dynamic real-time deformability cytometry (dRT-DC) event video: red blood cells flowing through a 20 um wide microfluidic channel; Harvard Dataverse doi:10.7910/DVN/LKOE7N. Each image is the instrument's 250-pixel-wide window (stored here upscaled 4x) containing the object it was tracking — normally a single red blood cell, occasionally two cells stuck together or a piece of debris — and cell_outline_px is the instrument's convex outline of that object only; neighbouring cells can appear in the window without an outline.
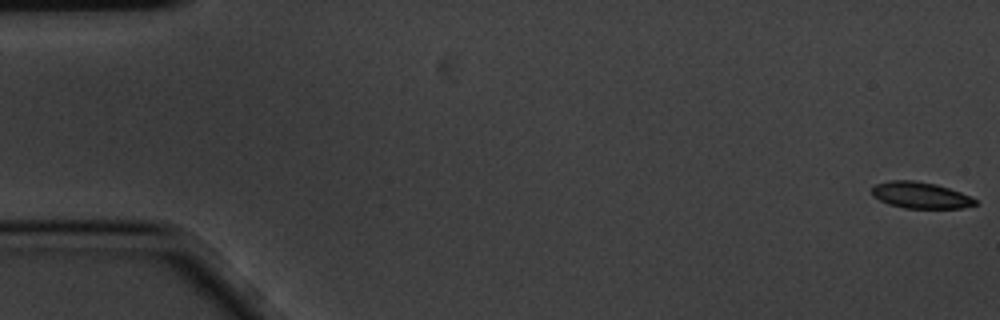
{"species": "common noctule bat (a hibernating species)", "species_latin": "Nyctalus noctula", "temperature_condition": "cold", "stored_images_in_passage": 5, "camera_frame_rate_fps": 3000, "um_per_image_px": 0.085, "animal": {"sex": "male", "body_mass_g": 20.1, "forearm_length_mm": 53.5}, "frame": {"image": 1, "passage_image": 1, "time_ms": 0.0, "image_size_px": [1000, 320], "cell_outline_px": [[976, 204], [960, 208], [904, 208], [888, 204], [872, 196], [872, 188], [876, 184], [888, 180], [912, 180], [936, 184], [972, 196], [976, 200]], "centroid_in_image_um": [78.22, 16.59], "position_along_channel_um": 6.8, "area_um2": 15.84}}
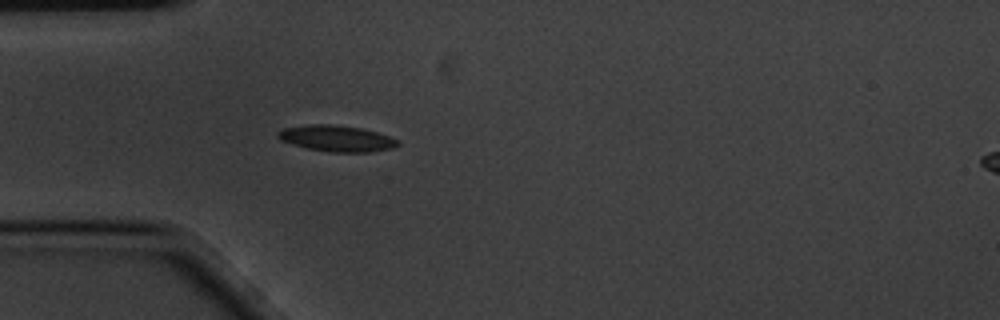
{"frame": {"image": 2, "passage_image": 5, "time_ms": 1.333, "image_size_px": [1000, 320], "cell_outline_px": [[400, 144], [392, 148], [368, 152], [332, 152], [304, 148], [280, 140], [276, 136], [276, 132], [284, 128], [308, 124], [332, 124], [360, 128], [376, 132], [400, 140]], "centroid_in_image_um": [28.58, 11.76], "position_along_channel_um": 56.4, "area_um2": 18.32}}